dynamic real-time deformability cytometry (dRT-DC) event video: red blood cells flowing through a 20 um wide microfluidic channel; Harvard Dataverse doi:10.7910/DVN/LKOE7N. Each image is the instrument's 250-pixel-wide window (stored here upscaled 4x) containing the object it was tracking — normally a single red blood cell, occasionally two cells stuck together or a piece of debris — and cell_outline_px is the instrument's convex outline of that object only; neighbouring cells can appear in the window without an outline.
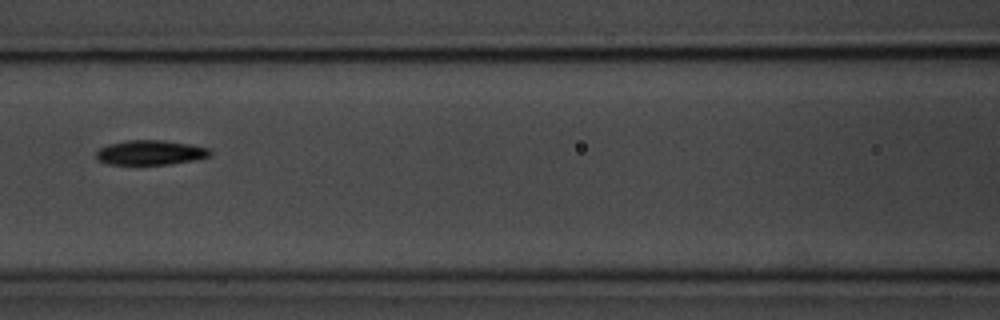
{"species": "common noctule bat (a hibernating species)", "species_latin": "Nyctalus noctula", "temperature_condition": "room temperature", "stored_images_in_passage": 5, "camera_frame_rate_fps": 3000, "um_per_image_px": 0.085, "animal": {"sex": "male", "body_mass_g": 20.1, "forearm_length_mm": 53.5}, "frame": {"image": 1, "passage_image": 4, "time_ms": 3.667, "image_size_px": [1000, 320], "cell_outline_px": [[212, 152], [208, 156], [196, 160], [168, 164], [108, 164], [100, 160], [96, 156], [96, 152], [100, 148], [108, 144], [124, 140], [164, 140], [188, 144], [208, 148]], "centroid_in_image_um": [12.77, 12.96], "position_along_channel_um": 153.8, "area_um2": 16.24}}
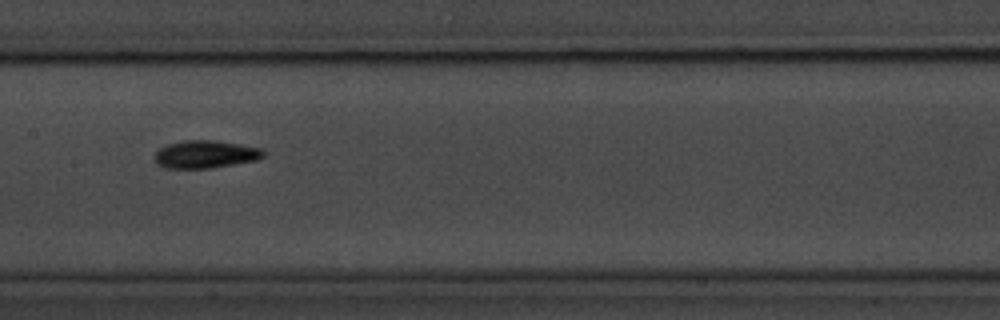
{"frame": {"image": 2, "passage_image": 5, "time_ms": 4.667, "image_size_px": [1000, 320], "cell_outline_px": [[264, 156], [256, 160], [208, 168], [164, 168], [156, 164], [152, 156], [160, 148], [168, 144], [184, 140], [212, 140], [240, 144], [260, 148], [264, 152]], "centroid_in_image_um": [17.39, 13.11], "position_along_channel_um": 190.0, "area_um2": 17.51}}